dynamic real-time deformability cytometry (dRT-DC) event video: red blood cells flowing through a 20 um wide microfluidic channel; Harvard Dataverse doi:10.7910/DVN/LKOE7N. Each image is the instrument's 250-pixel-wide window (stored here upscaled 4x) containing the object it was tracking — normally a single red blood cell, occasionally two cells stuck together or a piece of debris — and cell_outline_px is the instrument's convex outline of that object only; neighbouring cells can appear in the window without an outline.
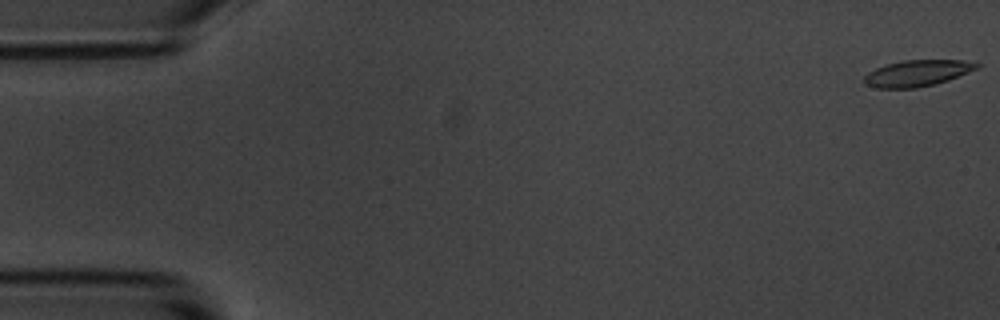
{"species": "common noctule bat (a hibernating species)", "species_latin": "Nyctalus noctula", "temperature_condition": "room temperature", "stored_images_in_passage": 4, "camera_frame_rate_fps": 3000, "um_per_image_px": 0.085, "animal": {"sex": "male", "body_mass_g": 20.1, "forearm_length_mm": 53.5}, "frame": {"image": 1, "passage_image": 1, "time_ms": 0.0, "image_size_px": [1000, 320], "cell_outline_px": [[980, 68], [948, 80], [936, 84], [916, 88], [876, 88], [864, 84], [864, 76], [868, 72], [876, 68], [888, 64], [904, 60], [964, 60], [980, 64]], "centroid_in_image_um": [77.98, 6.22], "position_along_channel_um": 7.0, "area_um2": 17.28}}